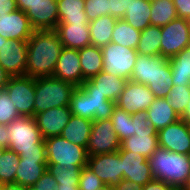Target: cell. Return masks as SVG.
<instances>
[{
	"instance_id": "obj_20",
	"label": "cell",
	"mask_w": 190,
	"mask_h": 190,
	"mask_svg": "<svg viewBox=\"0 0 190 190\" xmlns=\"http://www.w3.org/2000/svg\"><path fill=\"white\" fill-rule=\"evenodd\" d=\"M72 116L69 106L54 107L34 115L44 139L60 136Z\"/></svg>"
},
{
	"instance_id": "obj_59",
	"label": "cell",
	"mask_w": 190,
	"mask_h": 190,
	"mask_svg": "<svg viewBox=\"0 0 190 190\" xmlns=\"http://www.w3.org/2000/svg\"><path fill=\"white\" fill-rule=\"evenodd\" d=\"M0 190H3V185L0 184Z\"/></svg>"
},
{
	"instance_id": "obj_27",
	"label": "cell",
	"mask_w": 190,
	"mask_h": 190,
	"mask_svg": "<svg viewBox=\"0 0 190 190\" xmlns=\"http://www.w3.org/2000/svg\"><path fill=\"white\" fill-rule=\"evenodd\" d=\"M58 25L89 24L84 12L85 0H57Z\"/></svg>"
},
{
	"instance_id": "obj_24",
	"label": "cell",
	"mask_w": 190,
	"mask_h": 190,
	"mask_svg": "<svg viewBox=\"0 0 190 190\" xmlns=\"http://www.w3.org/2000/svg\"><path fill=\"white\" fill-rule=\"evenodd\" d=\"M145 112L148 121L157 131L180 119L178 113L170 106L167 98H155Z\"/></svg>"
},
{
	"instance_id": "obj_32",
	"label": "cell",
	"mask_w": 190,
	"mask_h": 190,
	"mask_svg": "<svg viewBox=\"0 0 190 190\" xmlns=\"http://www.w3.org/2000/svg\"><path fill=\"white\" fill-rule=\"evenodd\" d=\"M173 85H190V46L168 59Z\"/></svg>"
},
{
	"instance_id": "obj_53",
	"label": "cell",
	"mask_w": 190,
	"mask_h": 190,
	"mask_svg": "<svg viewBox=\"0 0 190 190\" xmlns=\"http://www.w3.org/2000/svg\"><path fill=\"white\" fill-rule=\"evenodd\" d=\"M180 119L190 125V99L183 113L180 115Z\"/></svg>"
},
{
	"instance_id": "obj_21",
	"label": "cell",
	"mask_w": 190,
	"mask_h": 190,
	"mask_svg": "<svg viewBox=\"0 0 190 190\" xmlns=\"http://www.w3.org/2000/svg\"><path fill=\"white\" fill-rule=\"evenodd\" d=\"M157 132L152 124L147 122L144 130L135 132L134 135L121 141L119 151H132L149 159L159 148Z\"/></svg>"
},
{
	"instance_id": "obj_6",
	"label": "cell",
	"mask_w": 190,
	"mask_h": 190,
	"mask_svg": "<svg viewBox=\"0 0 190 190\" xmlns=\"http://www.w3.org/2000/svg\"><path fill=\"white\" fill-rule=\"evenodd\" d=\"M116 103L99 93H86L76 87L69 102L72 115L94 120L110 119Z\"/></svg>"
},
{
	"instance_id": "obj_55",
	"label": "cell",
	"mask_w": 190,
	"mask_h": 190,
	"mask_svg": "<svg viewBox=\"0 0 190 190\" xmlns=\"http://www.w3.org/2000/svg\"><path fill=\"white\" fill-rule=\"evenodd\" d=\"M97 190H114V187L110 186L108 184H104L101 188H99Z\"/></svg>"
},
{
	"instance_id": "obj_12",
	"label": "cell",
	"mask_w": 190,
	"mask_h": 190,
	"mask_svg": "<svg viewBox=\"0 0 190 190\" xmlns=\"http://www.w3.org/2000/svg\"><path fill=\"white\" fill-rule=\"evenodd\" d=\"M87 167L105 184L115 186L123 179L120 151L88 156Z\"/></svg>"
},
{
	"instance_id": "obj_4",
	"label": "cell",
	"mask_w": 190,
	"mask_h": 190,
	"mask_svg": "<svg viewBox=\"0 0 190 190\" xmlns=\"http://www.w3.org/2000/svg\"><path fill=\"white\" fill-rule=\"evenodd\" d=\"M75 86L54 76L35 79L34 115L50 108L69 106Z\"/></svg>"
},
{
	"instance_id": "obj_30",
	"label": "cell",
	"mask_w": 190,
	"mask_h": 190,
	"mask_svg": "<svg viewBox=\"0 0 190 190\" xmlns=\"http://www.w3.org/2000/svg\"><path fill=\"white\" fill-rule=\"evenodd\" d=\"M82 75L88 80L103 71V56L100 47L93 45L78 49Z\"/></svg>"
},
{
	"instance_id": "obj_13",
	"label": "cell",
	"mask_w": 190,
	"mask_h": 190,
	"mask_svg": "<svg viewBox=\"0 0 190 190\" xmlns=\"http://www.w3.org/2000/svg\"><path fill=\"white\" fill-rule=\"evenodd\" d=\"M155 96L148 86L127 80L124 90L116 102V106L129 114L146 111Z\"/></svg>"
},
{
	"instance_id": "obj_58",
	"label": "cell",
	"mask_w": 190,
	"mask_h": 190,
	"mask_svg": "<svg viewBox=\"0 0 190 190\" xmlns=\"http://www.w3.org/2000/svg\"><path fill=\"white\" fill-rule=\"evenodd\" d=\"M5 150H6L5 148L0 147V158H1V156L3 155V153H4Z\"/></svg>"
},
{
	"instance_id": "obj_39",
	"label": "cell",
	"mask_w": 190,
	"mask_h": 190,
	"mask_svg": "<svg viewBox=\"0 0 190 190\" xmlns=\"http://www.w3.org/2000/svg\"><path fill=\"white\" fill-rule=\"evenodd\" d=\"M20 117L8 91L0 89V124L9 125L14 119Z\"/></svg>"
},
{
	"instance_id": "obj_51",
	"label": "cell",
	"mask_w": 190,
	"mask_h": 190,
	"mask_svg": "<svg viewBox=\"0 0 190 190\" xmlns=\"http://www.w3.org/2000/svg\"><path fill=\"white\" fill-rule=\"evenodd\" d=\"M42 0H16L17 8L22 10L23 12H26L36 4L37 2H40Z\"/></svg>"
},
{
	"instance_id": "obj_23",
	"label": "cell",
	"mask_w": 190,
	"mask_h": 190,
	"mask_svg": "<svg viewBox=\"0 0 190 190\" xmlns=\"http://www.w3.org/2000/svg\"><path fill=\"white\" fill-rule=\"evenodd\" d=\"M55 30L63 47L82 49L91 45L89 24L57 25Z\"/></svg>"
},
{
	"instance_id": "obj_36",
	"label": "cell",
	"mask_w": 190,
	"mask_h": 190,
	"mask_svg": "<svg viewBox=\"0 0 190 190\" xmlns=\"http://www.w3.org/2000/svg\"><path fill=\"white\" fill-rule=\"evenodd\" d=\"M177 18L173 0H151L150 23L152 26H164Z\"/></svg>"
},
{
	"instance_id": "obj_47",
	"label": "cell",
	"mask_w": 190,
	"mask_h": 190,
	"mask_svg": "<svg viewBox=\"0 0 190 190\" xmlns=\"http://www.w3.org/2000/svg\"><path fill=\"white\" fill-rule=\"evenodd\" d=\"M19 156L20 158H27L31 160H47L46 150L22 151V154H20Z\"/></svg>"
},
{
	"instance_id": "obj_22",
	"label": "cell",
	"mask_w": 190,
	"mask_h": 190,
	"mask_svg": "<svg viewBox=\"0 0 190 190\" xmlns=\"http://www.w3.org/2000/svg\"><path fill=\"white\" fill-rule=\"evenodd\" d=\"M34 30L56 29L59 23L57 0H42L26 12Z\"/></svg>"
},
{
	"instance_id": "obj_16",
	"label": "cell",
	"mask_w": 190,
	"mask_h": 190,
	"mask_svg": "<svg viewBox=\"0 0 190 190\" xmlns=\"http://www.w3.org/2000/svg\"><path fill=\"white\" fill-rule=\"evenodd\" d=\"M127 80L104 71L85 80L80 86L86 93H99L108 100L117 102L120 93L124 90Z\"/></svg>"
},
{
	"instance_id": "obj_29",
	"label": "cell",
	"mask_w": 190,
	"mask_h": 190,
	"mask_svg": "<svg viewBox=\"0 0 190 190\" xmlns=\"http://www.w3.org/2000/svg\"><path fill=\"white\" fill-rule=\"evenodd\" d=\"M151 0H132L129 9H126L125 16L122 18L130 26L139 31L151 25Z\"/></svg>"
},
{
	"instance_id": "obj_41",
	"label": "cell",
	"mask_w": 190,
	"mask_h": 190,
	"mask_svg": "<svg viewBox=\"0 0 190 190\" xmlns=\"http://www.w3.org/2000/svg\"><path fill=\"white\" fill-rule=\"evenodd\" d=\"M105 183L87 166L82 168L79 177V190H97Z\"/></svg>"
},
{
	"instance_id": "obj_44",
	"label": "cell",
	"mask_w": 190,
	"mask_h": 190,
	"mask_svg": "<svg viewBox=\"0 0 190 190\" xmlns=\"http://www.w3.org/2000/svg\"><path fill=\"white\" fill-rule=\"evenodd\" d=\"M178 18L190 21V0H173Z\"/></svg>"
},
{
	"instance_id": "obj_50",
	"label": "cell",
	"mask_w": 190,
	"mask_h": 190,
	"mask_svg": "<svg viewBox=\"0 0 190 190\" xmlns=\"http://www.w3.org/2000/svg\"><path fill=\"white\" fill-rule=\"evenodd\" d=\"M0 147L9 149V135L5 124H0Z\"/></svg>"
},
{
	"instance_id": "obj_5",
	"label": "cell",
	"mask_w": 190,
	"mask_h": 190,
	"mask_svg": "<svg viewBox=\"0 0 190 190\" xmlns=\"http://www.w3.org/2000/svg\"><path fill=\"white\" fill-rule=\"evenodd\" d=\"M9 149L18 155L22 151L46 150L41 131L34 117L20 116L7 125Z\"/></svg>"
},
{
	"instance_id": "obj_57",
	"label": "cell",
	"mask_w": 190,
	"mask_h": 190,
	"mask_svg": "<svg viewBox=\"0 0 190 190\" xmlns=\"http://www.w3.org/2000/svg\"><path fill=\"white\" fill-rule=\"evenodd\" d=\"M182 190H190V175H189V181L187 185Z\"/></svg>"
},
{
	"instance_id": "obj_3",
	"label": "cell",
	"mask_w": 190,
	"mask_h": 190,
	"mask_svg": "<svg viewBox=\"0 0 190 190\" xmlns=\"http://www.w3.org/2000/svg\"><path fill=\"white\" fill-rule=\"evenodd\" d=\"M154 179L182 190L189 181L190 155L158 148L148 159Z\"/></svg>"
},
{
	"instance_id": "obj_31",
	"label": "cell",
	"mask_w": 190,
	"mask_h": 190,
	"mask_svg": "<svg viewBox=\"0 0 190 190\" xmlns=\"http://www.w3.org/2000/svg\"><path fill=\"white\" fill-rule=\"evenodd\" d=\"M48 170L57 181L55 190H79V177L82 168L48 165Z\"/></svg>"
},
{
	"instance_id": "obj_40",
	"label": "cell",
	"mask_w": 190,
	"mask_h": 190,
	"mask_svg": "<svg viewBox=\"0 0 190 190\" xmlns=\"http://www.w3.org/2000/svg\"><path fill=\"white\" fill-rule=\"evenodd\" d=\"M110 0H85V14L89 21L110 15Z\"/></svg>"
},
{
	"instance_id": "obj_28",
	"label": "cell",
	"mask_w": 190,
	"mask_h": 190,
	"mask_svg": "<svg viewBox=\"0 0 190 190\" xmlns=\"http://www.w3.org/2000/svg\"><path fill=\"white\" fill-rule=\"evenodd\" d=\"M116 21L117 18L110 15H104L89 21L91 45L102 48L109 44Z\"/></svg>"
},
{
	"instance_id": "obj_11",
	"label": "cell",
	"mask_w": 190,
	"mask_h": 190,
	"mask_svg": "<svg viewBox=\"0 0 190 190\" xmlns=\"http://www.w3.org/2000/svg\"><path fill=\"white\" fill-rule=\"evenodd\" d=\"M121 141L113 129L111 119L94 120L87 145V155L112 153L120 149Z\"/></svg>"
},
{
	"instance_id": "obj_15",
	"label": "cell",
	"mask_w": 190,
	"mask_h": 190,
	"mask_svg": "<svg viewBox=\"0 0 190 190\" xmlns=\"http://www.w3.org/2000/svg\"><path fill=\"white\" fill-rule=\"evenodd\" d=\"M27 41L6 40L1 48L0 66L9 76L26 75Z\"/></svg>"
},
{
	"instance_id": "obj_17",
	"label": "cell",
	"mask_w": 190,
	"mask_h": 190,
	"mask_svg": "<svg viewBox=\"0 0 190 190\" xmlns=\"http://www.w3.org/2000/svg\"><path fill=\"white\" fill-rule=\"evenodd\" d=\"M123 178L144 186L154 179L146 157L132 151H120Z\"/></svg>"
},
{
	"instance_id": "obj_49",
	"label": "cell",
	"mask_w": 190,
	"mask_h": 190,
	"mask_svg": "<svg viewBox=\"0 0 190 190\" xmlns=\"http://www.w3.org/2000/svg\"><path fill=\"white\" fill-rule=\"evenodd\" d=\"M136 117V130L138 132L140 130H144L148 121V116L145 111L137 112L133 114Z\"/></svg>"
},
{
	"instance_id": "obj_45",
	"label": "cell",
	"mask_w": 190,
	"mask_h": 190,
	"mask_svg": "<svg viewBox=\"0 0 190 190\" xmlns=\"http://www.w3.org/2000/svg\"><path fill=\"white\" fill-rule=\"evenodd\" d=\"M143 190H178L176 187L163 182L162 180L152 179L143 186Z\"/></svg>"
},
{
	"instance_id": "obj_1",
	"label": "cell",
	"mask_w": 190,
	"mask_h": 190,
	"mask_svg": "<svg viewBox=\"0 0 190 190\" xmlns=\"http://www.w3.org/2000/svg\"><path fill=\"white\" fill-rule=\"evenodd\" d=\"M62 49L55 29L35 30L27 40L26 75L35 79L53 76Z\"/></svg>"
},
{
	"instance_id": "obj_7",
	"label": "cell",
	"mask_w": 190,
	"mask_h": 190,
	"mask_svg": "<svg viewBox=\"0 0 190 190\" xmlns=\"http://www.w3.org/2000/svg\"><path fill=\"white\" fill-rule=\"evenodd\" d=\"M46 145L47 165L65 167L87 166V149L69 142L61 136H52L44 139Z\"/></svg>"
},
{
	"instance_id": "obj_56",
	"label": "cell",
	"mask_w": 190,
	"mask_h": 190,
	"mask_svg": "<svg viewBox=\"0 0 190 190\" xmlns=\"http://www.w3.org/2000/svg\"><path fill=\"white\" fill-rule=\"evenodd\" d=\"M6 40L5 38H3L2 36H0V52H1V48L3 47V45L6 43Z\"/></svg>"
},
{
	"instance_id": "obj_37",
	"label": "cell",
	"mask_w": 190,
	"mask_h": 190,
	"mask_svg": "<svg viewBox=\"0 0 190 190\" xmlns=\"http://www.w3.org/2000/svg\"><path fill=\"white\" fill-rule=\"evenodd\" d=\"M20 156L10 149H6L0 158V184L15 183L16 169Z\"/></svg>"
},
{
	"instance_id": "obj_38",
	"label": "cell",
	"mask_w": 190,
	"mask_h": 190,
	"mask_svg": "<svg viewBox=\"0 0 190 190\" xmlns=\"http://www.w3.org/2000/svg\"><path fill=\"white\" fill-rule=\"evenodd\" d=\"M167 99L173 110L180 116L190 99V85H173Z\"/></svg>"
},
{
	"instance_id": "obj_42",
	"label": "cell",
	"mask_w": 190,
	"mask_h": 190,
	"mask_svg": "<svg viewBox=\"0 0 190 190\" xmlns=\"http://www.w3.org/2000/svg\"><path fill=\"white\" fill-rule=\"evenodd\" d=\"M131 3L132 0H110V16L122 19Z\"/></svg>"
},
{
	"instance_id": "obj_35",
	"label": "cell",
	"mask_w": 190,
	"mask_h": 190,
	"mask_svg": "<svg viewBox=\"0 0 190 190\" xmlns=\"http://www.w3.org/2000/svg\"><path fill=\"white\" fill-rule=\"evenodd\" d=\"M113 129L122 141L135 134L136 117L115 106L111 115Z\"/></svg>"
},
{
	"instance_id": "obj_52",
	"label": "cell",
	"mask_w": 190,
	"mask_h": 190,
	"mask_svg": "<svg viewBox=\"0 0 190 190\" xmlns=\"http://www.w3.org/2000/svg\"><path fill=\"white\" fill-rule=\"evenodd\" d=\"M10 76L8 73L0 66V89H4L8 83Z\"/></svg>"
},
{
	"instance_id": "obj_43",
	"label": "cell",
	"mask_w": 190,
	"mask_h": 190,
	"mask_svg": "<svg viewBox=\"0 0 190 190\" xmlns=\"http://www.w3.org/2000/svg\"><path fill=\"white\" fill-rule=\"evenodd\" d=\"M57 181L55 180L54 176L47 171L42 175V177L36 182V184L31 187L33 190H55V185Z\"/></svg>"
},
{
	"instance_id": "obj_34",
	"label": "cell",
	"mask_w": 190,
	"mask_h": 190,
	"mask_svg": "<svg viewBox=\"0 0 190 190\" xmlns=\"http://www.w3.org/2000/svg\"><path fill=\"white\" fill-rule=\"evenodd\" d=\"M141 31L134 29L125 20L117 19L112 33V43L136 50Z\"/></svg>"
},
{
	"instance_id": "obj_9",
	"label": "cell",
	"mask_w": 190,
	"mask_h": 190,
	"mask_svg": "<svg viewBox=\"0 0 190 190\" xmlns=\"http://www.w3.org/2000/svg\"><path fill=\"white\" fill-rule=\"evenodd\" d=\"M161 57L172 58L190 46V21L176 18L161 27Z\"/></svg>"
},
{
	"instance_id": "obj_10",
	"label": "cell",
	"mask_w": 190,
	"mask_h": 190,
	"mask_svg": "<svg viewBox=\"0 0 190 190\" xmlns=\"http://www.w3.org/2000/svg\"><path fill=\"white\" fill-rule=\"evenodd\" d=\"M5 89L20 116L34 117L35 78L10 76Z\"/></svg>"
},
{
	"instance_id": "obj_54",
	"label": "cell",
	"mask_w": 190,
	"mask_h": 190,
	"mask_svg": "<svg viewBox=\"0 0 190 190\" xmlns=\"http://www.w3.org/2000/svg\"><path fill=\"white\" fill-rule=\"evenodd\" d=\"M26 188L27 187L17 183L3 184V190H26Z\"/></svg>"
},
{
	"instance_id": "obj_14",
	"label": "cell",
	"mask_w": 190,
	"mask_h": 190,
	"mask_svg": "<svg viewBox=\"0 0 190 190\" xmlns=\"http://www.w3.org/2000/svg\"><path fill=\"white\" fill-rule=\"evenodd\" d=\"M159 148L190 155V125L177 120L158 132Z\"/></svg>"
},
{
	"instance_id": "obj_48",
	"label": "cell",
	"mask_w": 190,
	"mask_h": 190,
	"mask_svg": "<svg viewBox=\"0 0 190 190\" xmlns=\"http://www.w3.org/2000/svg\"><path fill=\"white\" fill-rule=\"evenodd\" d=\"M16 0H0V15L17 10Z\"/></svg>"
},
{
	"instance_id": "obj_18",
	"label": "cell",
	"mask_w": 190,
	"mask_h": 190,
	"mask_svg": "<svg viewBox=\"0 0 190 190\" xmlns=\"http://www.w3.org/2000/svg\"><path fill=\"white\" fill-rule=\"evenodd\" d=\"M78 49L63 47L53 76L73 84L75 87H80L85 81L82 75Z\"/></svg>"
},
{
	"instance_id": "obj_26",
	"label": "cell",
	"mask_w": 190,
	"mask_h": 190,
	"mask_svg": "<svg viewBox=\"0 0 190 190\" xmlns=\"http://www.w3.org/2000/svg\"><path fill=\"white\" fill-rule=\"evenodd\" d=\"M92 122L90 119L72 115L60 136L73 144L87 149Z\"/></svg>"
},
{
	"instance_id": "obj_46",
	"label": "cell",
	"mask_w": 190,
	"mask_h": 190,
	"mask_svg": "<svg viewBox=\"0 0 190 190\" xmlns=\"http://www.w3.org/2000/svg\"><path fill=\"white\" fill-rule=\"evenodd\" d=\"M114 190H143V186L123 178L114 186Z\"/></svg>"
},
{
	"instance_id": "obj_25",
	"label": "cell",
	"mask_w": 190,
	"mask_h": 190,
	"mask_svg": "<svg viewBox=\"0 0 190 190\" xmlns=\"http://www.w3.org/2000/svg\"><path fill=\"white\" fill-rule=\"evenodd\" d=\"M18 164L15 183L27 188L33 187L48 169L47 160L20 158Z\"/></svg>"
},
{
	"instance_id": "obj_8",
	"label": "cell",
	"mask_w": 190,
	"mask_h": 190,
	"mask_svg": "<svg viewBox=\"0 0 190 190\" xmlns=\"http://www.w3.org/2000/svg\"><path fill=\"white\" fill-rule=\"evenodd\" d=\"M103 71L130 80L138 53L136 50L110 42L101 48Z\"/></svg>"
},
{
	"instance_id": "obj_2",
	"label": "cell",
	"mask_w": 190,
	"mask_h": 190,
	"mask_svg": "<svg viewBox=\"0 0 190 190\" xmlns=\"http://www.w3.org/2000/svg\"><path fill=\"white\" fill-rule=\"evenodd\" d=\"M172 79L168 58L138 54L130 81L148 86L155 98H167Z\"/></svg>"
},
{
	"instance_id": "obj_19",
	"label": "cell",
	"mask_w": 190,
	"mask_h": 190,
	"mask_svg": "<svg viewBox=\"0 0 190 190\" xmlns=\"http://www.w3.org/2000/svg\"><path fill=\"white\" fill-rule=\"evenodd\" d=\"M34 31L26 13L20 9L0 15V36L7 40L27 41Z\"/></svg>"
},
{
	"instance_id": "obj_33",
	"label": "cell",
	"mask_w": 190,
	"mask_h": 190,
	"mask_svg": "<svg viewBox=\"0 0 190 190\" xmlns=\"http://www.w3.org/2000/svg\"><path fill=\"white\" fill-rule=\"evenodd\" d=\"M161 27L148 26L141 31L136 51L140 55L153 56L161 54Z\"/></svg>"
}]
</instances>
